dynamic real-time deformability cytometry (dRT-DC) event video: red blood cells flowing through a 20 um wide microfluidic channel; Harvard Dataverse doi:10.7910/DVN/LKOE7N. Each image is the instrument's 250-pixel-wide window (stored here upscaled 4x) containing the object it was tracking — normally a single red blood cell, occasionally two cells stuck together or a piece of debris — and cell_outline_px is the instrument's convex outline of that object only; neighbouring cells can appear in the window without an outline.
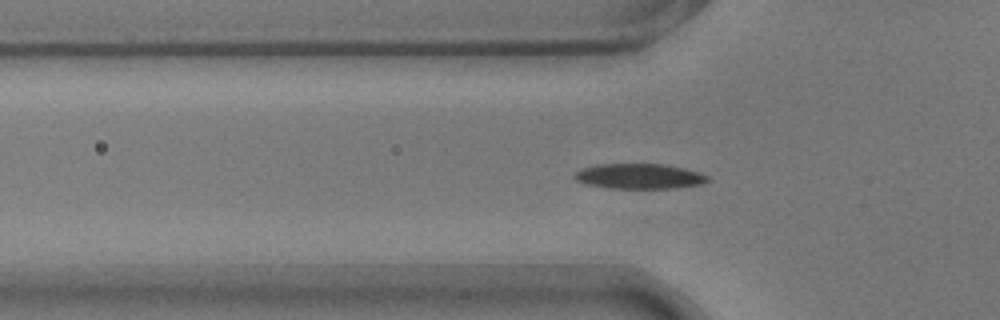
{"species": "common noctule bat (a hibernating species)", "species_latin": "Nyctalus noctula", "temperature_condition": "warm", "stored_images_in_passage": 55, "camera_frame_rate_fps": 3000, "um_per_image_px": 0.085, "animal": {"sex": "male", "body_mass_g": 17.9}, "frame": {"image": 1, "passage_image": 17, "time_ms": 5.333, "image_size_px": [1000, 320], "cell_outline_px": [[708, 180], [700, 184], [676, 188], [612, 188], [588, 184], [576, 180], [572, 176], [580, 168], [596, 164], [660, 164], [684, 168], [708, 176]], "centroid_in_image_um": [54.29, 14.97], "position_along_channel_um": 71.5, "area_um2": 19.31}}
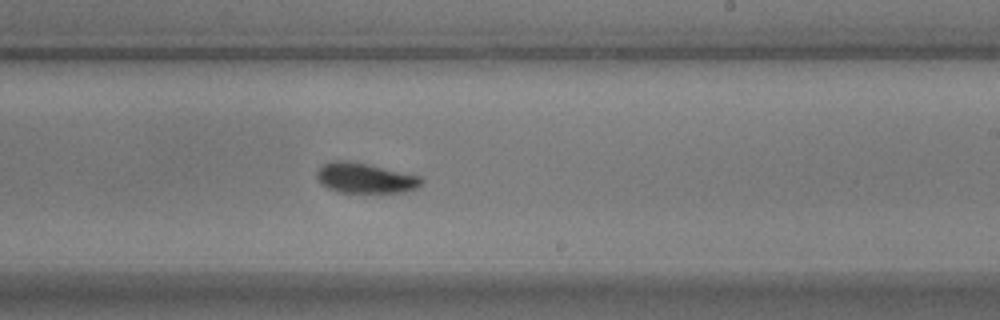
{"frame": {"image": 2, "passage_image": 32, "time_ms": 10.333, "image_size_px": [1000, 320], "cell_outline_px": [[424, 180], [416, 188], [404, 192], [336, 192], [320, 184], [316, 176], [316, 172], [320, 164], [328, 160], [352, 160], [420, 176]], "centroid_in_image_um": [30.96, 15.11], "position_along_channel_um": 258.0, "area_um2": 18.73}}
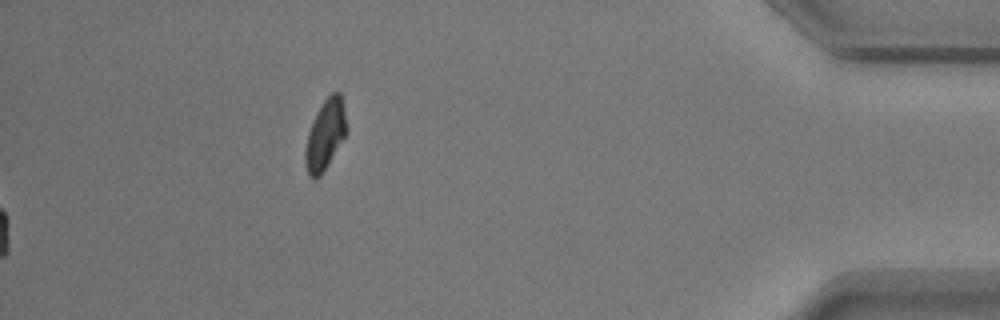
{"frame": {"image": 3, "passage_image": 55, "time_ms": 18.0, "image_size_px": [1000, 320], "cell_outline_px": [[348, 132], [328, 164], [320, 176], [316, 180], [308, 176], [304, 160], [304, 152], [308, 132], [312, 120], [316, 112], [324, 100], [332, 92], [340, 92], [348, 128]], "centroid_in_image_um": [27.64, 11.47], "position_along_channel_um": 407.6, "area_um2": 17.05}, "authors_computed_cell_mechanics": {"area_um2": 17.9758, "velocity_mm_per_s": 3.7223, "shape_relaxation_time_tau1_ms": 2.5843, "shape_relaxation_time_tau2_ms": 1.0021, "deformation_change_tau1": 0.1362, "deformation_change_tau2": 0.0623}}